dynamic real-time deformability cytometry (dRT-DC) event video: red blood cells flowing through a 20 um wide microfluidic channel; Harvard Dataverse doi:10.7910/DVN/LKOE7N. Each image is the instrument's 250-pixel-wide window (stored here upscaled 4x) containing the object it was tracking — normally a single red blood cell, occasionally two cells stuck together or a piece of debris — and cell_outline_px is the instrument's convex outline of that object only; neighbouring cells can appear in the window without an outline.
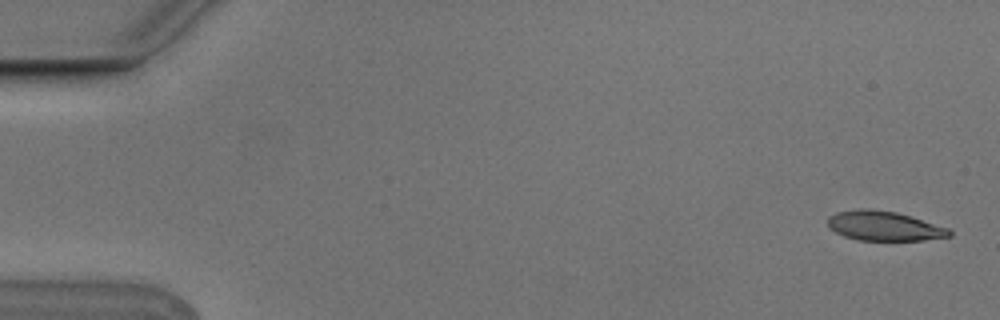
{"species": "Egyptian fruit bat (a non-hibernating species)", "species_latin": "Rousettus aegyptiacus", "temperature_condition": "cold", "stored_images_in_passage": 7, "camera_frame_rate_fps": 3000, "um_per_image_px": 0.085, "animal": {"sex": "male"}, "frame": {"image": 1, "passage_image": 1, "time_ms": 0.0, "image_size_px": [1000, 320], "cell_outline_px": [[952, 236], [924, 240], [856, 240], [844, 236], [836, 232], [828, 224], [828, 216], [836, 212], [860, 208], [864, 208], [896, 212], [948, 228], [952, 232]], "centroid_in_image_um": [75.13, 19.21], "position_along_channel_um": 9.9, "area_um2": 20.75}}
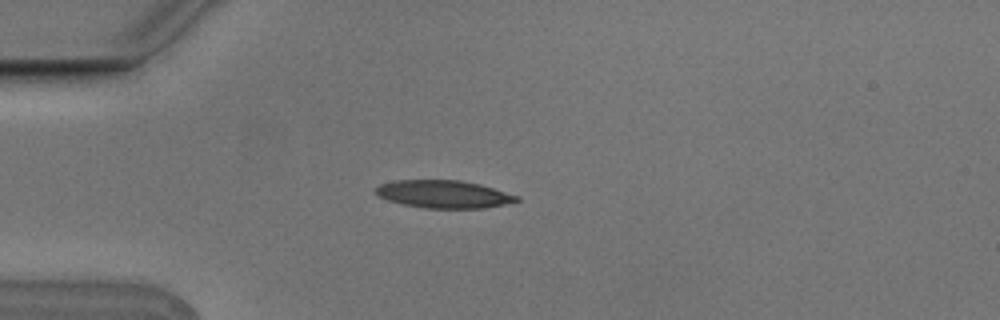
{"frame": {"image": 2, "passage_image": 4, "time_ms": 1.0, "image_size_px": [1000, 320], "cell_outline_px": [[520, 200], [504, 204], [484, 208], [424, 208], [400, 204], [376, 196], [372, 192], [380, 184], [392, 180], [460, 180], [480, 184], [520, 196]], "centroid_in_image_um": [37.66, 16.5], "position_along_channel_um": 47.3, "area_um2": 23.0}}
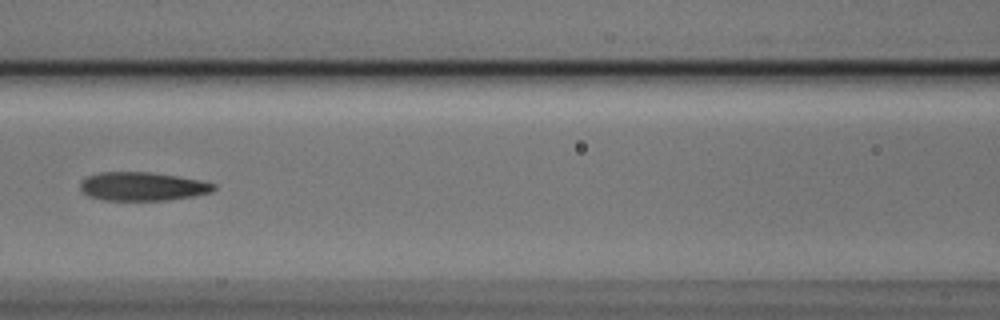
{"frame": {"image": 3, "passage_image": 7, "time_ms": 2.0, "image_size_px": [1000, 320], "cell_outline_px": [[216, 188], [212, 192], [192, 196], [168, 200], [104, 200], [88, 196], [80, 188], [80, 180], [88, 176], [100, 172], [148, 172], [176, 176], [200, 180], [216, 184]], "centroid_in_image_um": [12.1, 15.84], "position_along_channel_um": 154.5, "area_um2": 22.2}}